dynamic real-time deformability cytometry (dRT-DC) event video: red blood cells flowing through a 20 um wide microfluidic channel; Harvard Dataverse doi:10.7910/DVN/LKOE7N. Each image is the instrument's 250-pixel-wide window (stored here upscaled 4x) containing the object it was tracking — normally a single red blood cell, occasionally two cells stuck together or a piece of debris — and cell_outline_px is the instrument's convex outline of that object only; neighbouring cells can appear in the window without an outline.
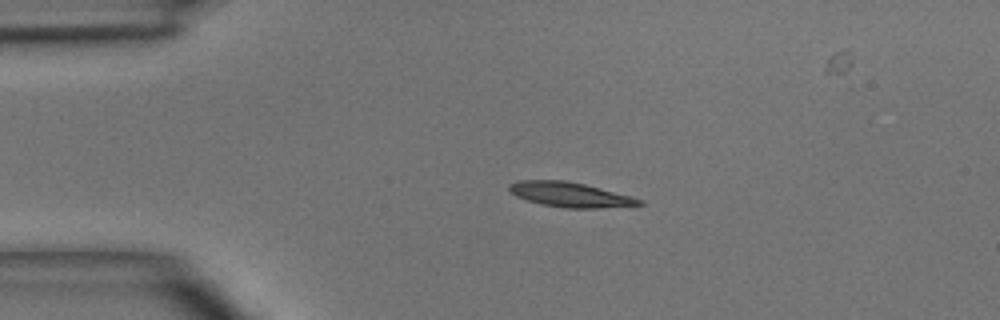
{"species": "common noctule bat (a hibernating species)", "species_latin": "Nyctalus noctula", "temperature_condition": "room temperature", "stored_images_in_passage": 3, "camera_frame_rate_fps": 3000, "um_per_image_px": 0.085, "animal": {"sex": "male", "body_mass_g": 15.6}, "frame": {"image": 1, "passage_image": 1, "time_ms": 0.0, "image_size_px": [1000, 320], "cell_outline_px": [[644, 204], [596, 208], [564, 208], [540, 204], [516, 196], [508, 188], [508, 184], [520, 180], [564, 180], [584, 184], [600, 188], [644, 200]], "centroid_in_image_um": [48.42, 16.54], "position_along_channel_um": 36.6, "area_um2": 18.55}}